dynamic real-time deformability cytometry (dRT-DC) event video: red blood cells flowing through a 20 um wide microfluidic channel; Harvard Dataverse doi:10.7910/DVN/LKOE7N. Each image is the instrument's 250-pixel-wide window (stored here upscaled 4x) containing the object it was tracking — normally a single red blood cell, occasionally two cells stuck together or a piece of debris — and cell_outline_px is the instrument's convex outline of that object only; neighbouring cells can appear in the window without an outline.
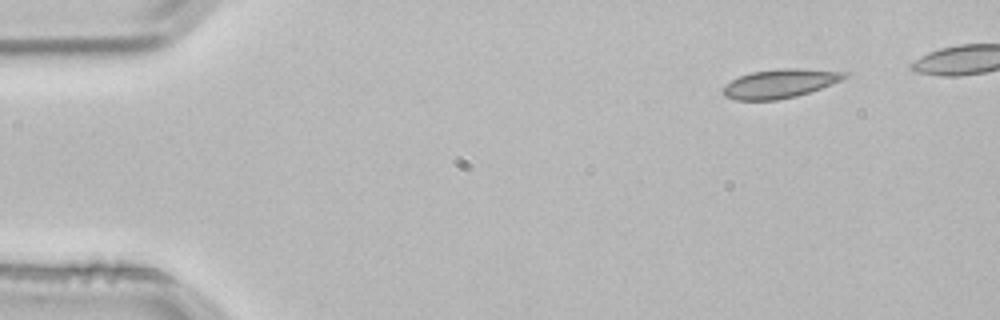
{"species": "common noctule bat (a hibernating species)", "species_latin": "Nyctalus noctula", "temperature_condition": "room temperature", "stored_images_in_passage": 4, "camera_frame_rate_fps": 3000, "um_per_image_px": 0.085, "animal": {"sex": "male", "body_mass_g": 21.5, "forearm_length_mm": 52.0}, "frame": {"image": 1, "passage_image": 1, "time_ms": 0.0, "image_size_px": [1000, 320], "cell_outline_px": [[848, 76], [840, 80], [820, 88], [796, 96], [776, 100], [736, 100], [724, 96], [724, 84], [740, 76], [752, 72], [776, 68], [800, 68], [848, 72]], "centroid_in_image_um": [66.28, 7.09], "position_along_channel_um": 18.7, "area_um2": 20.29}}